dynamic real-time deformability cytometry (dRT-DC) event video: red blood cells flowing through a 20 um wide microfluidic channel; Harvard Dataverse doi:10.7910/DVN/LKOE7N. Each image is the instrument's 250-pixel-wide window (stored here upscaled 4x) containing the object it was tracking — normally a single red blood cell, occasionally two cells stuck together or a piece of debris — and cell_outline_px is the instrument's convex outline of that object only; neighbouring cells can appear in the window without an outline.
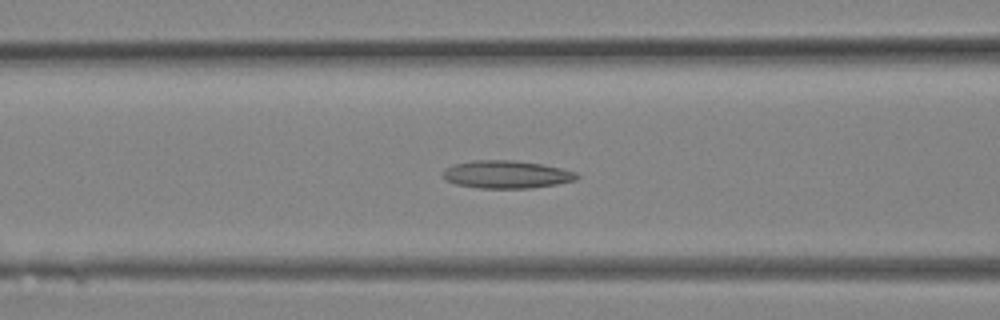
{"species": "Egyptian fruit bat (a non-hibernating species)", "species_latin": "Rousettus aegyptiacus", "temperature_condition": "room temperature", "stored_images_in_passage": 16, "camera_frame_rate_fps": 3000, "um_per_image_px": 0.085, "animal": {"sex": "female"}, "frame": {"image": 1, "passage_image": 10, "time_ms": 3.0, "image_size_px": [1000, 320], "cell_outline_px": [[580, 176], [576, 180], [556, 184], [532, 188], [480, 188], [456, 184], [448, 180], [444, 176], [444, 168], [452, 164], [472, 160], [512, 160], [544, 164], [576, 172]], "centroid_in_image_um": [43.07, 14.82], "position_along_channel_um": 123.5, "area_um2": 21.68}}
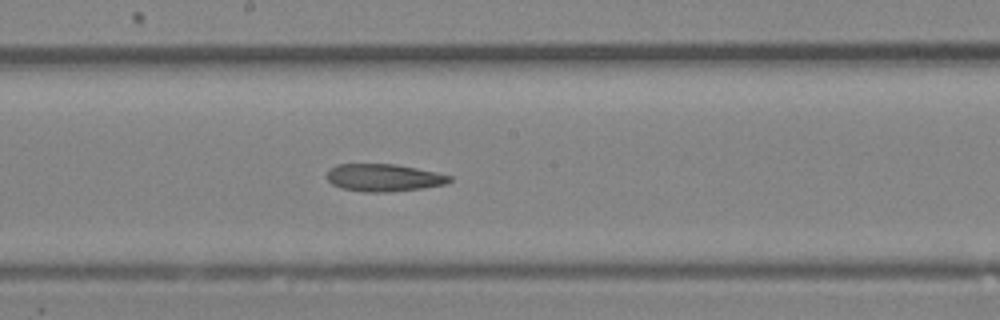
{"frame": {"image": 2, "passage_image": 14, "time_ms": 4.333, "image_size_px": [1000, 320], "cell_outline_px": [[452, 180], [444, 184], [420, 188], [388, 192], [364, 192], [340, 188], [332, 184], [328, 180], [328, 168], [336, 164], [396, 164], [436, 172], [452, 176]], "centroid_in_image_um": [32.58, 15.09], "position_along_channel_um": 215.6, "area_um2": 19.59}}
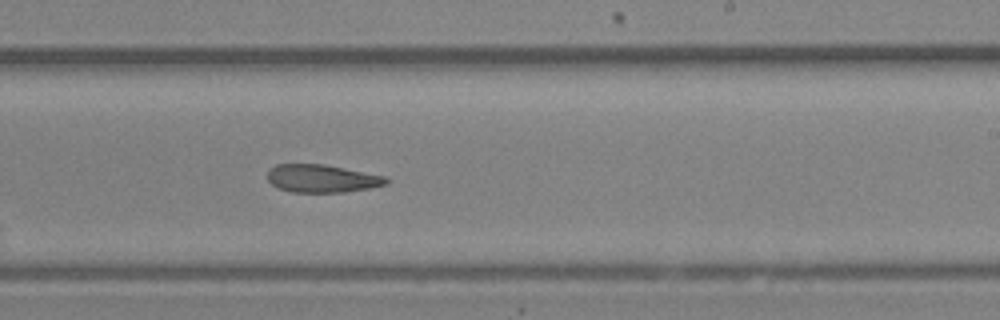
{"frame": {"image": 3, "passage_image": 16, "time_ms": 5.0, "image_size_px": [1000, 320], "cell_outline_px": [[388, 184], [368, 188], [344, 192], [292, 192], [276, 188], [268, 180], [268, 172], [276, 164], [324, 164], [384, 176], [388, 180]], "centroid_in_image_um": [27.34, 15.18], "position_along_channel_um": 261.7, "area_um2": 19.13}}